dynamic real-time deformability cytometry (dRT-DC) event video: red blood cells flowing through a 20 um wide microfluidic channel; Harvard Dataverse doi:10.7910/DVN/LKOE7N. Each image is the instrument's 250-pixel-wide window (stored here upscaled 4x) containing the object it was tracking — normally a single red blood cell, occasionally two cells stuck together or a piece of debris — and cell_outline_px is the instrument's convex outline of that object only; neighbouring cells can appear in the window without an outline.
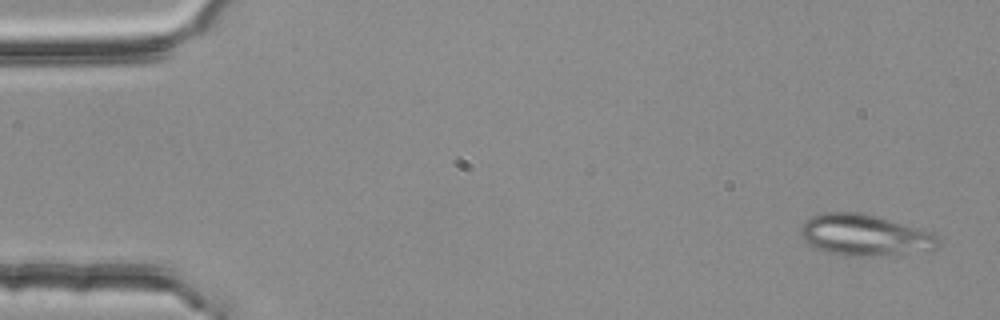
{"species": "common noctule bat (a hibernating species)", "species_latin": "Nyctalus noctula", "temperature_condition": "room temperature", "stored_images_in_passage": 3, "camera_frame_rate_fps": 3000, "um_per_image_px": 0.085, "animal": {"sex": "female", "body_mass_g": 25.1}, "frame": {"image": 1, "passage_image": 1, "time_ms": 0.0, "image_size_px": [1000, 320], "cell_outline_px": [[940, 244], [932, 252], [860, 256], [848, 256], [828, 252], [804, 240], [800, 232], [800, 228], [804, 220], [812, 216], [824, 212], [860, 212], [876, 216], [932, 232], [940, 236]], "centroid_in_image_um": [73.57, 19.98], "position_along_channel_um": 11.4, "area_um2": 33.18}}